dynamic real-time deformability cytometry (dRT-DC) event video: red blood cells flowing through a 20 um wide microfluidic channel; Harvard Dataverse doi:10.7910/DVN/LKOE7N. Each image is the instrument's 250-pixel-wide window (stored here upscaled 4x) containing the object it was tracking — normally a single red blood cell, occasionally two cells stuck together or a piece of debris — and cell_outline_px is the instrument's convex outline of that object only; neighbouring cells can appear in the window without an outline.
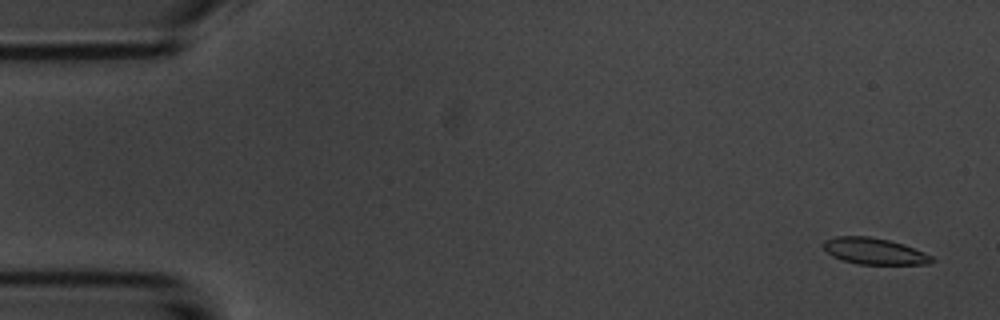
{"species": "common noctule bat (a hibernating species)", "species_latin": "Nyctalus noctula", "temperature_condition": "room temperature", "stored_images_in_passage": 5, "camera_frame_rate_fps": 3000, "um_per_image_px": 0.085, "animal": {"sex": "male", "body_mass_g": 20.1, "forearm_length_mm": 53.5}, "frame": {"image": 1, "passage_image": 1, "time_ms": 0.0, "image_size_px": [1000, 320], "cell_outline_px": [[936, 260], [928, 264], [856, 264], [832, 256], [824, 248], [824, 240], [836, 236], [868, 236], [888, 240], [904, 244], [924, 252], [932, 256]], "centroid_in_image_um": [74.34, 21.35], "position_along_channel_um": 10.7, "area_um2": 16.59}}
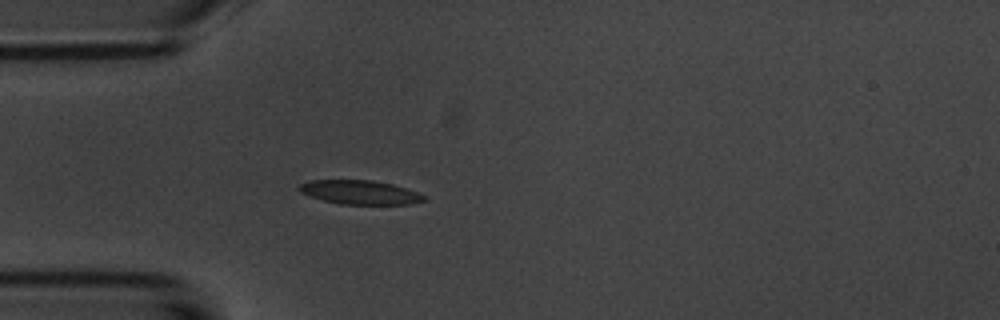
{"frame": {"image": 2, "passage_image": 5, "time_ms": 4.333, "image_size_px": [1000, 320], "cell_outline_px": [[428, 200], [412, 204], [340, 204], [324, 200], [300, 192], [300, 184], [312, 180], [372, 180], [392, 184], [416, 192], [424, 196]], "centroid_in_image_um": [30.63, 16.35], "position_along_channel_um": 54.4, "area_um2": 17.17}}